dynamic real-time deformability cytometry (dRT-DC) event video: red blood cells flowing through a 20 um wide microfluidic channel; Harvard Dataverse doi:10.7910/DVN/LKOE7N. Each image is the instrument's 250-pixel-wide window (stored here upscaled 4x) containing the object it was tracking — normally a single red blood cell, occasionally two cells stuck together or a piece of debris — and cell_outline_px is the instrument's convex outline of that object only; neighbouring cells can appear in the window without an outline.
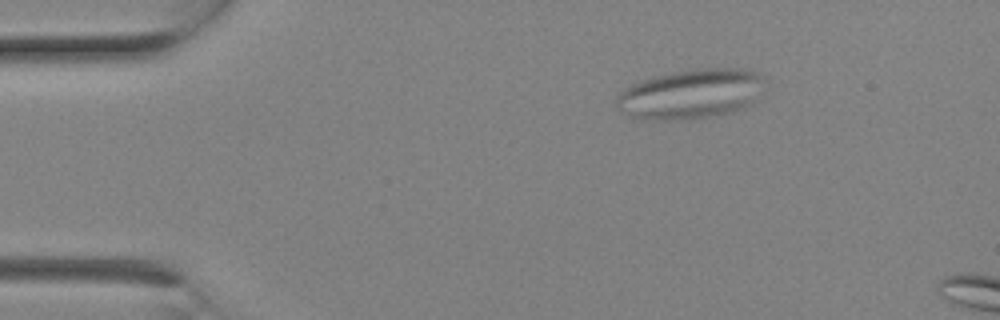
{"species": "Egyptian fruit bat (a non-hibernating species)", "species_latin": "Rousettus aegyptiacus", "temperature_condition": "room temperature", "stored_images_in_passage": 2, "camera_frame_rate_fps": 3000, "um_per_image_px": 0.085, "animal": {"sex": "female"}, "frame": {"image": 1, "passage_image": 1, "time_ms": 0.0, "image_size_px": [1000, 320], "cell_outline_px": [[768, 84], [764, 92], [744, 108], [732, 112], [688, 120], [652, 120], [632, 116], [620, 112], [616, 108], [616, 96], [624, 88], [632, 84], [656, 76], [672, 72], [696, 68], [736, 68], [756, 72]], "centroid_in_image_um": [58.75, 7.99], "position_along_channel_um": 26.3, "area_um2": 43.35}}